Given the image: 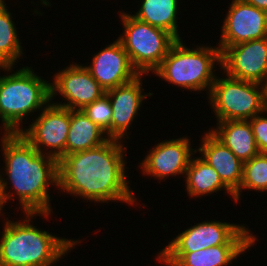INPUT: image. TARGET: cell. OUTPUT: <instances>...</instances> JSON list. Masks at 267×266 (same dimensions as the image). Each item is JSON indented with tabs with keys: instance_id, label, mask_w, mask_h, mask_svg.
Listing matches in <instances>:
<instances>
[{
	"instance_id": "cell-5",
	"label": "cell",
	"mask_w": 267,
	"mask_h": 266,
	"mask_svg": "<svg viewBox=\"0 0 267 266\" xmlns=\"http://www.w3.org/2000/svg\"><path fill=\"white\" fill-rule=\"evenodd\" d=\"M182 40L172 44L153 75L185 90L196 93L206 91L209 95L218 75L214 68L217 65L221 67V51L218 46L201 44L190 49Z\"/></svg>"
},
{
	"instance_id": "cell-21",
	"label": "cell",
	"mask_w": 267,
	"mask_h": 266,
	"mask_svg": "<svg viewBox=\"0 0 267 266\" xmlns=\"http://www.w3.org/2000/svg\"><path fill=\"white\" fill-rule=\"evenodd\" d=\"M141 7L131 15L137 20L163 29L176 40L182 39L179 35L178 18L179 0H142ZM179 6V7H178Z\"/></svg>"
},
{
	"instance_id": "cell-3",
	"label": "cell",
	"mask_w": 267,
	"mask_h": 266,
	"mask_svg": "<svg viewBox=\"0 0 267 266\" xmlns=\"http://www.w3.org/2000/svg\"><path fill=\"white\" fill-rule=\"evenodd\" d=\"M51 218V213L25 212L18 222L5 218L0 237V266H54L71 252L80 240L57 237L35 227L36 216ZM70 250V251H69Z\"/></svg>"
},
{
	"instance_id": "cell-19",
	"label": "cell",
	"mask_w": 267,
	"mask_h": 266,
	"mask_svg": "<svg viewBox=\"0 0 267 266\" xmlns=\"http://www.w3.org/2000/svg\"><path fill=\"white\" fill-rule=\"evenodd\" d=\"M182 178H185L186 192L192 198L225 190L235 201V194L222 182L216 170L201 157L192 156L185 177Z\"/></svg>"
},
{
	"instance_id": "cell-17",
	"label": "cell",
	"mask_w": 267,
	"mask_h": 266,
	"mask_svg": "<svg viewBox=\"0 0 267 266\" xmlns=\"http://www.w3.org/2000/svg\"><path fill=\"white\" fill-rule=\"evenodd\" d=\"M196 152L219 174L222 182L235 193L243 178V163L210 131L204 132Z\"/></svg>"
},
{
	"instance_id": "cell-6",
	"label": "cell",
	"mask_w": 267,
	"mask_h": 266,
	"mask_svg": "<svg viewBox=\"0 0 267 266\" xmlns=\"http://www.w3.org/2000/svg\"><path fill=\"white\" fill-rule=\"evenodd\" d=\"M224 76H216L207 96L217 122L249 120L267 110V86Z\"/></svg>"
},
{
	"instance_id": "cell-14",
	"label": "cell",
	"mask_w": 267,
	"mask_h": 266,
	"mask_svg": "<svg viewBox=\"0 0 267 266\" xmlns=\"http://www.w3.org/2000/svg\"><path fill=\"white\" fill-rule=\"evenodd\" d=\"M142 76L144 74H139L130 82L106 91L112 105L111 139L123 141L129 138L128 131L139 113L142 102L147 96L149 98L153 95L152 92L145 94L142 91Z\"/></svg>"
},
{
	"instance_id": "cell-18",
	"label": "cell",
	"mask_w": 267,
	"mask_h": 266,
	"mask_svg": "<svg viewBox=\"0 0 267 266\" xmlns=\"http://www.w3.org/2000/svg\"><path fill=\"white\" fill-rule=\"evenodd\" d=\"M209 131L245 163L259 152L249 120H228L216 123Z\"/></svg>"
},
{
	"instance_id": "cell-9",
	"label": "cell",
	"mask_w": 267,
	"mask_h": 266,
	"mask_svg": "<svg viewBox=\"0 0 267 266\" xmlns=\"http://www.w3.org/2000/svg\"><path fill=\"white\" fill-rule=\"evenodd\" d=\"M37 116L27 129L24 128L20 133L39 153L59 161L65 156L70 109L51 104L50 101Z\"/></svg>"
},
{
	"instance_id": "cell-1",
	"label": "cell",
	"mask_w": 267,
	"mask_h": 266,
	"mask_svg": "<svg viewBox=\"0 0 267 266\" xmlns=\"http://www.w3.org/2000/svg\"><path fill=\"white\" fill-rule=\"evenodd\" d=\"M125 151L122 141L108 139L100 146L65 155L58 161V190L87 202L139 203L126 175Z\"/></svg>"
},
{
	"instance_id": "cell-22",
	"label": "cell",
	"mask_w": 267,
	"mask_h": 266,
	"mask_svg": "<svg viewBox=\"0 0 267 266\" xmlns=\"http://www.w3.org/2000/svg\"><path fill=\"white\" fill-rule=\"evenodd\" d=\"M6 4L5 0H0V66H15L25 52Z\"/></svg>"
},
{
	"instance_id": "cell-11",
	"label": "cell",
	"mask_w": 267,
	"mask_h": 266,
	"mask_svg": "<svg viewBox=\"0 0 267 266\" xmlns=\"http://www.w3.org/2000/svg\"><path fill=\"white\" fill-rule=\"evenodd\" d=\"M220 69L222 75L267 86V37L225 47Z\"/></svg>"
},
{
	"instance_id": "cell-23",
	"label": "cell",
	"mask_w": 267,
	"mask_h": 266,
	"mask_svg": "<svg viewBox=\"0 0 267 266\" xmlns=\"http://www.w3.org/2000/svg\"><path fill=\"white\" fill-rule=\"evenodd\" d=\"M267 192V153H258L243 163V178L240 188L234 193L235 202L240 203L242 190Z\"/></svg>"
},
{
	"instance_id": "cell-16",
	"label": "cell",
	"mask_w": 267,
	"mask_h": 266,
	"mask_svg": "<svg viewBox=\"0 0 267 266\" xmlns=\"http://www.w3.org/2000/svg\"><path fill=\"white\" fill-rule=\"evenodd\" d=\"M257 241L252 233V244H223L193 252H159L156 259L164 266H228Z\"/></svg>"
},
{
	"instance_id": "cell-20",
	"label": "cell",
	"mask_w": 267,
	"mask_h": 266,
	"mask_svg": "<svg viewBox=\"0 0 267 266\" xmlns=\"http://www.w3.org/2000/svg\"><path fill=\"white\" fill-rule=\"evenodd\" d=\"M106 133L89 119L82 110H70V128L65 155L85 151L108 140Z\"/></svg>"
},
{
	"instance_id": "cell-8",
	"label": "cell",
	"mask_w": 267,
	"mask_h": 266,
	"mask_svg": "<svg viewBox=\"0 0 267 266\" xmlns=\"http://www.w3.org/2000/svg\"><path fill=\"white\" fill-rule=\"evenodd\" d=\"M223 244H252V232L245 224L205 220L178 233L160 252H193Z\"/></svg>"
},
{
	"instance_id": "cell-12",
	"label": "cell",
	"mask_w": 267,
	"mask_h": 266,
	"mask_svg": "<svg viewBox=\"0 0 267 266\" xmlns=\"http://www.w3.org/2000/svg\"><path fill=\"white\" fill-rule=\"evenodd\" d=\"M221 26L218 47L259 40L267 37V12L244 0H232Z\"/></svg>"
},
{
	"instance_id": "cell-10",
	"label": "cell",
	"mask_w": 267,
	"mask_h": 266,
	"mask_svg": "<svg viewBox=\"0 0 267 266\" xmlns=\"http://www.w3.org/2000/svg\"><path fill=\"white\" fill-rule=\"evenodd\" d=\"M53 78L50 82L51 103L70 110H81L106 93L82 64L72 63L54 74ZM57 93L67 103L54 102Z\"/></svg>"
},
{
	"instance_id": "cell-15",
	"label": "cell",
	"mask_w": 267,
	"mask_h": 266,
	"mask_svg": "<svg viewBox=\"0 0 267 266\" xmlns=\"http://www.w3.org/2000/svg\"><path fill=\"white\" fill-rule=\"evenodd\" d=\"M85 67L105 91L128 83L139 75L118 39L94 54L90 65Z\"/></svg>"
},
{
	"instance_id": "cell-13",
	"label": "cell",
	"mask_w": 267,
	"mask_h": 266,
	"mask_svg": "<svg viewBox=\"0 0 267 266\" xmlns=\"http://www.w3.org/2000/svg\"><path fill=\"white\" fill-rule=\"evenodd\" d=\"M187 136L158 142L138 167L142 173L159 181L184 175L192 156L197 153ZM165 178V179H164Z\"/></svg>"
},
{
	"instance_id": "cell-2",
	"label": "cell",
	"mask_w": 267,
	"mask_h": 266,
	"mask_svg": "<svg viewBox=\"0 0 267 266\" xmlns=\"http://www.w3.org/2000/svg\"><path fill=\"white\" fill-rule=\"evenodd\" d=\"M3 134L0 146L6 176L0 172V188L7 202L18 197L23 213H53L49 188L59 187L58 160L39 153L21 133Z\"/></svg>"
},
{
	"instance_id": "cell-24",
	"label": "cell",
	"mask_w": 267,
	"mask_h": 266,
	"mask_svg": "<svg viewBox=\"0 0 267 266\" xmlns=\"http://www.w3.org/2000/svg\"><path fill=\"white\" fill-rule=\"evenodd\" d=\"M81 110L111 139L112 105L107 93Z\"/></svg>"
},
{
	"instance_id": "cell-7",
	"label": "cell",
	"mask_w": 267,
	"mask_h": 266,
	"mask_svg": "<svg viewBox=\"0 0 267 266\" xmlns=\"http://www.w3.org/2000/svg\"><path fill=\"white\" fill-rule=\"evenodd\" d=\"M124 31L117 39L127 52L133 68L145 76L154 72L176 41L167 31L141 22L128 12H119Z\"/></svg>"
},
{
	"instance_id": "cell-27",
	"label": "cell",
	"mask_w": 267,
	"mask_h": 266,
	"mask_svg": "<svg viewBox=\"0 0 267 266\" xmlns=\"http://www.w3.org/2000/svg\"><path fill=\"white\" fill-rule=\"evenodd\" d=\"M7 203L8 202L6 200L5 194L3 193L2 189L0 188V216H3V208Z\"/></svg>"
},
{
	"instance_id": "cell-26",
	"label": "cell",
	"mask_w": 267,
	"mask_h": 266,
	"mask_svg": "<svg viewBox=\"0 0 267 266\" xmlns=\"http://www.w3.org/2000/svg\"><path fill=\"white\" fill-rule=\"evenodd\" d=\"M245 2L267 12V0H244Z\"/></svg>"
},
{
	"instance_id": "cell-25",
	"label": "cell",
	"mask_w": 267,
	"mask_h": 266,
	"mask_svg": "<svg viewBox=\"0 0 267 266\" xmlns=\"http://www.w3.org/2000/svg\"><path fill=\"white\" fill-rule=\"evenodd\" d=\"M267 110L249 119L260 153H267ZM263 115V116H262Z\"/></svg>"
},
{
	"instance_id": "cell-4",
	"label": "cell",
	"mask_w": 267,
	"mask_h": 266,
	"mask_svg": "<svg viewBox=\"0 0 267 266\" xmlns=\"http://www.w3.org/2000/svg\"><path fill=\"white\" fill-rule=\"evenodd\" d=\"M14 68L0 66L4 71L0 75V121L3 131L8 133H20L24 129L23 120L40 112L51 101L50 80L34 73L31 66L15 71Z\"/></svg>"
}]
</instances>
